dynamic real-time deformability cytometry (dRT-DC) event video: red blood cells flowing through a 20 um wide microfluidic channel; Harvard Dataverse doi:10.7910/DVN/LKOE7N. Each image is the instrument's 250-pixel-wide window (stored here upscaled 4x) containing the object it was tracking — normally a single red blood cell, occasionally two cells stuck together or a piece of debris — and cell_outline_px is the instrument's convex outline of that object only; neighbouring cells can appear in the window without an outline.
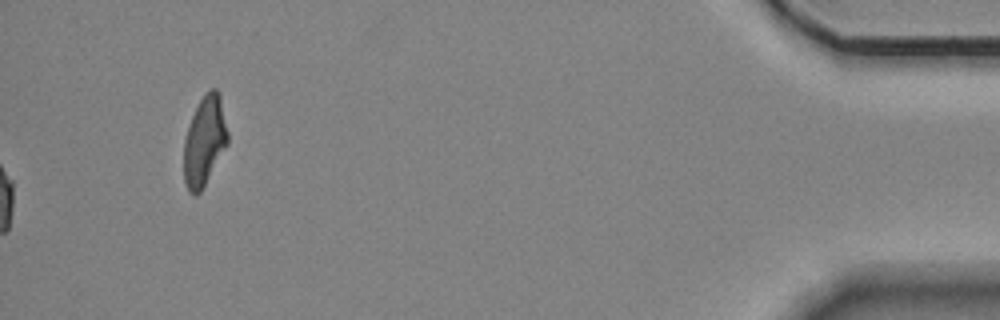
{"species": "Egyptian fruit bat (a non-hibernating species)", "species_latin": "Rousettus aegyptiacus", "temperature_condition": "room temperature", "stored_images_in_passage": 14, "camera_frame_rate_fps": 3000, "um_per_image_px": 0.085, "animal": {"sex": "female"}, "frame": {"image": 1, "passage_image": 14, "time_ms": 4.333, "image_size_px": [1000, 320], "cell_outline_px": [[228, 144], [200, 192], [196, 196], [188, 192], [184, 180], [184, 140], [192, 116], [204, 92], [212, 88], [216, 88], [220, 92], [228, 132]], "centroid_in_image_um": [17.39, 11.97], "position_along_channel_um": 417.8, "area_um2": 22.95}}